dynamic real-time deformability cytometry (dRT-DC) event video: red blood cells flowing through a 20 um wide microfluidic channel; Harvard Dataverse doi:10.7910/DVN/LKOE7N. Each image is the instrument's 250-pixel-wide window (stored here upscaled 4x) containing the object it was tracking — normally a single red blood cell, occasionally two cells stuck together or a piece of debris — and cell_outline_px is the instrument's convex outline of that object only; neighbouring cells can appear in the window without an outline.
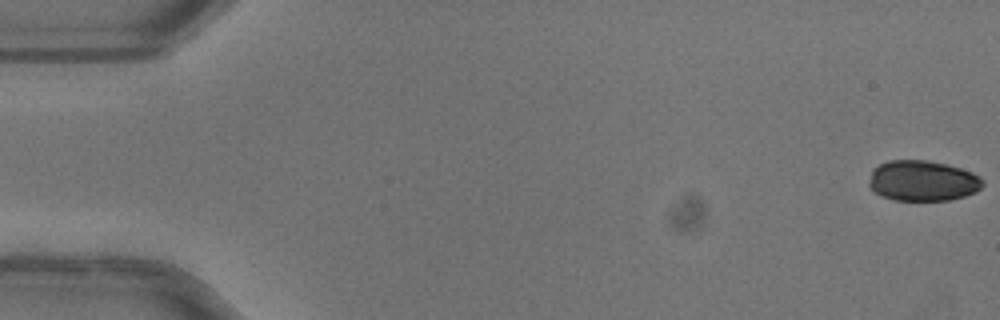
{"species": "common noctule bat (a hibernating species)", "species_latin": "Nyctalus noctula", "temperature_condition": "warm", "stored_images_in_passage": 52, "camera_frame_rate_fps": 3000, "um_per_image_px": 0.085, "animal": {"sex": "female"}, "frame": {"image": 1, "passage_image": 1, "time_ms": 0.0, "image_size_px": [1000, 320], "cell_outline_px": [[984, 184], [976, 192], [964, 196], [948, 200], [896, 200], [880, 196], [868, 184], [872, 168], [888, 160], [928, 160], [948, 164], [972, 172], [984, 180]], "centroid_in_image_um": [78.42, 15.35], "position_along_channel_um": 6.6, "area_um2": 26.99}}
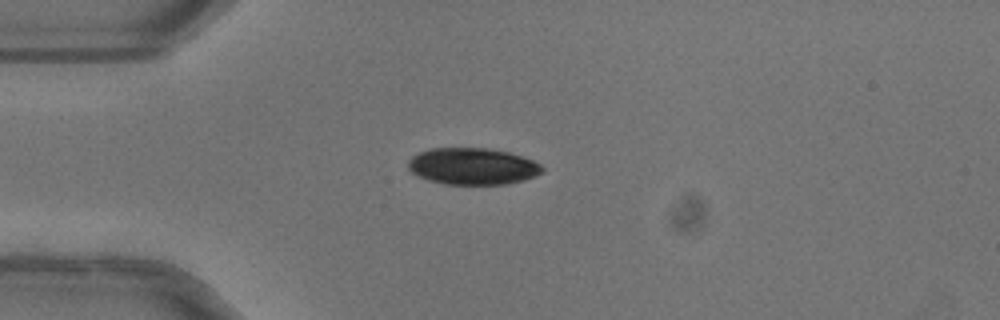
{"frame": {"image": 2, "passage_image": 14, "time_ms": 4.333, "image_size_px": [1000, 320], "cell_outline_px": [[544, 172], [536, 176], [524, 180], [508, 184], [444, 184], [428, 180], [412, 172], [408, 168], [408, 160], [412, 156], [428, 148], [488, 148], [508, 152], [532, 160], [540, 164], [544, 168]], "centroid_in_image_um": [40.18, 14.13], "position_along_channel_um": 44.8, "area_um2": 28.73}}
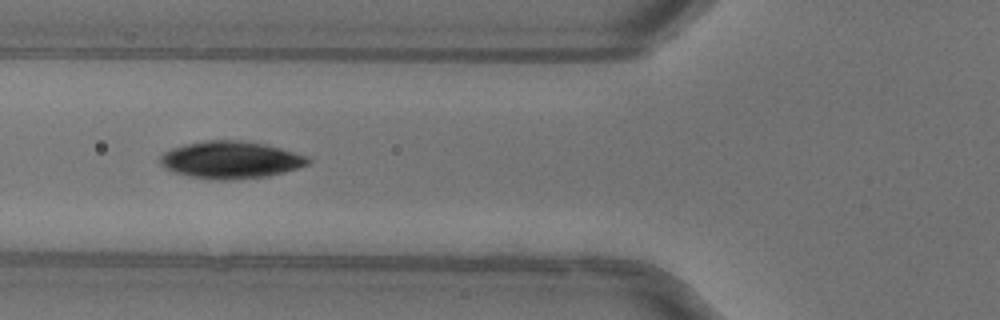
{"frame": {"image": 3, "passage_image": 20, "time_ms": 6.333, "image_size_px": [1000, 320], "cell_outline_px": [[312, 160], [308, 164], [284, 172], [268, 176], [232, 180], [216, 180], [188, 176], [172, 172], [164, 168], [160, 164], [160, 156], [164, 152], [172, 148], [184, 144], [204, 140], [240, 140], [268, 144], [308, 156]], "centroid_in_image_um": [19.6, 13.58], "position_along_channel_um": 106.2, "area_um2": 32.43}, "authors_computed_cell_mechanics": {"area_um2": 29.6514, "velocity_mm_per_s": 4.0348, "shape_relaxation_time_tau1_ms": 1.7974, "shape_relaxation_time_tau2_ms": null, "deformation_change_tau1": 0.0775, "deformation_change_tau2": null}}